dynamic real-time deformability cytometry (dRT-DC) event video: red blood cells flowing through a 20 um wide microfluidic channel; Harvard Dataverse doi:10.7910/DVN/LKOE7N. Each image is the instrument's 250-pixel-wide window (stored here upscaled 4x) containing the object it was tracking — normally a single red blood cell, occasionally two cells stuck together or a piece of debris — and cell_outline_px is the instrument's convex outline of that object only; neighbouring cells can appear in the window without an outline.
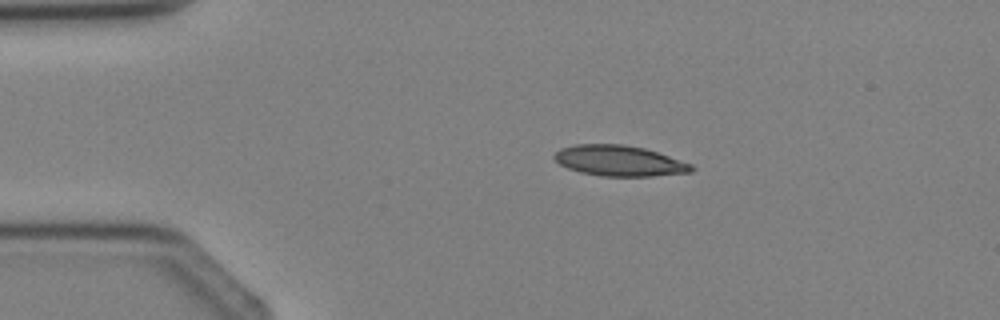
{"species": "Egyptian fruit bat (a non-hibernating species)", "species_latin": "Rousettus aegyptiacus", "temperature_condition": "cold", "stored_images_in_passage": 2, "camera_frame_rate_fps": 3000, "um_per_image_px": 0.085, "animal": {"sex": "female"}, "frame": {"image": 1, "passage_image": 1, "time_ms": 0.0, "image_size_px": [1000, 320], "cell_outline_px": [[696, 168], [692, 172], [652, 176], [600, 176], [580, 172], [568, 168], [560, 164], [552, 156], [560, 148], [576, 144], [624, 144], [644, 148], [692, 164]], "centroid_in_image_um": [52.63, 13.67], "position_along_channel_um": 32.4, "area_um2": 24.45}}